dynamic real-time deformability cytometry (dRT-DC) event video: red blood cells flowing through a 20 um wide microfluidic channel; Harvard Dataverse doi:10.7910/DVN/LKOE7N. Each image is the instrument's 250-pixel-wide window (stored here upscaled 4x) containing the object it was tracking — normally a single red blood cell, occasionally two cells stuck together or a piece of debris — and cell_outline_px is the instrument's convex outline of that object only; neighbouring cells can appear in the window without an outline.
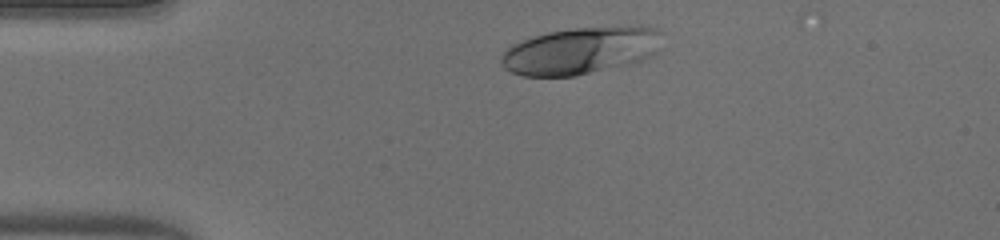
{"species": "human", "species_latin": "Homo sapiens", "temperature_condition": "warm", "stored_images_in_passage": 31, "camera_frame_rate_fps": 3000, "um_per_image_px": 0.085, "donor": {"sex": "male"}, "frame": {"image": 1, "passage_image": 1, "time_ms": 0.0, "image_size_px": [1000, 240], "cell_outline_px": [[664, 32], [616, 64], [576, 76], [524, 76], [512, 72], [504, 68], [500, 60], [500, 56], [512, 44], [548, 32], [576, 28], [628, 24], [640, 24], [660, 28]], "centroid_in_image_um": [49.01, 4.24], "position_along_channel_um": 36.0, "area_um2": 40.98}}
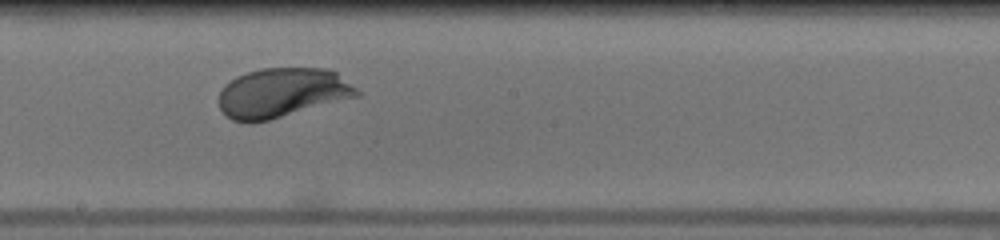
{"frame": {"image": 2, "passage_image": 18, "time_ms": 5.667, "image_size_px": [1000, 240], "cell_outline_px": [[360, 96], [268, 120], [232, 120], [220, 108], [220, 92], [224, 84], [236, 76], [260, 68], [328, 68], [336, 72], [356, 88], [360, 92]], "centroid_in_image_um": [24.01, 7.85], "position_along_channel_um": 224.2, "area_um2": 39.3}}
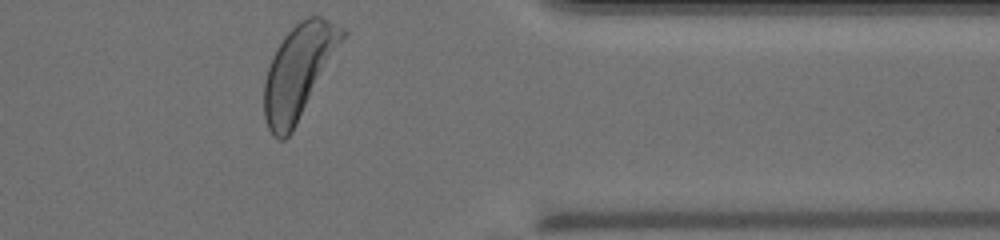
{"frame": {"image": 3, "passage_image": 31, "time_ms": 10.0, "image_size_px": [1000, 240], "cell_outline_px": [[348, 32], [292, 132], [284, 140], [280, 140], [272, 136], [268, 128], [264, 116], [264, 80], [272, 56], [276, 48], [284, 36], [300, 20], [308, 16], [320, 16], [344, 28]], "centroid_in_image_um": [25.37, 6.08], "position_along_channel_um": 386.0, "area_um2": 42.19}, "authors_computed_cell_mechanics": {"area_um2": 39.9976, "velocity_mm_per_s": 4.0644, "shape_relaxation_time_tau1_ms": 2.2807, "shape_relaxation_time_tau2_ms": null, "deformation_change_tau1": 0.1607, "deformation_change_tau2": null}}